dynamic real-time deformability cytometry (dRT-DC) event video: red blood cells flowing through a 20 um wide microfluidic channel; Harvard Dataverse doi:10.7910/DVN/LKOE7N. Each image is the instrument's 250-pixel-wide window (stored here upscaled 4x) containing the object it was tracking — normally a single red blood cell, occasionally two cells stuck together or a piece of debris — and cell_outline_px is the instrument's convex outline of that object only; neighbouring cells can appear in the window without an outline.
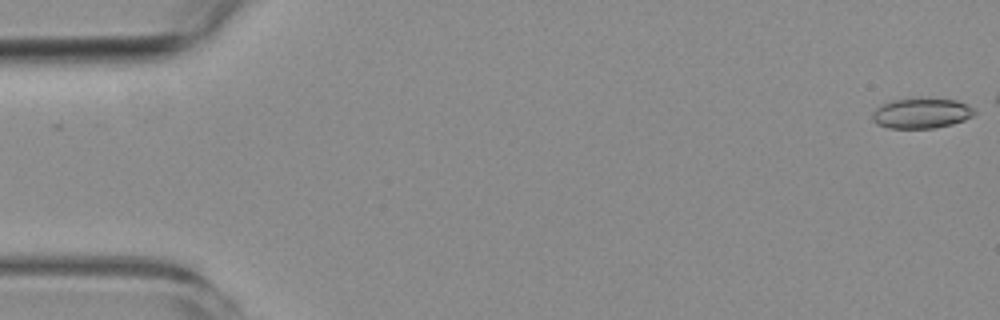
{"species": "common noctule bat (a hibernating species)", "species_latin": "Nyctalus noctula", "temperature_condition": "room temperature", "stored_images_in_passage": 2, "camera_frame_rate_fps": 3000, "um_per_image_px": 0.085, "animal": {"sex": "female", "body_mass_g": 19.3, "forearm_length_mm": 54.1}, "frame": {"image": 1, "passage_image": 2, "time_ms": 1.333, "image_size_px": [1000, 320], "cell_outline_px": [[976, 112], [972, 116], [964, 120], [952, 124], [936, 128], [888, 128], [876, 124], [872, 120], [872, 112], [880, 104], [892, 100], [956, 100], [968, 104]], "centroid_in_image_um": [78.29, 9.65], "position_along_channel_um": 6.7, "area_um2": 17.69}}